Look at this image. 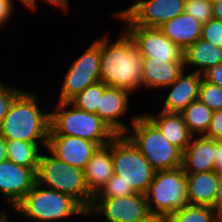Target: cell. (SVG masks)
<instances>
[{"mask_svg":"<svg viewBox=\"0 0 222 222\" xmlns=\"http://www.w3.org/2000/svg\"><path fill=\"white\" fill-rule=\"evenodd\" d=\"M141 222H170L169 217L161 215H149L145 220Z\"/></svg>","mask_w":222,"mask_h":222,"instance_id":"obj_41","label":"cell"},{"mask_svg":"<svg viewBox=\"0 0 222 222\" xmlns=\"http://www.w3.org/2000/svg\"><path fill=\"white\" fill-rule=\"evenodd\" d=\"M165 136V138L182 152L194 136L187 127L181 114L165 113L160 110L157 116L152 113L144 114Z\"/></svg>","mask_w":222,"mask_h":222,"instance_id":"obj_22","label":"cell"},{"mask_svg":"<svg viewBox=\"0 0 222 222\" xmlns=\"http://www.w3.org/2000/svg\"><path fill=\"white\" fill-rule=\"evenodd\" d=\"M114 42L101 37L100 81L130 93L142 87L143 57L133 39L122 29Z\"/></svg>","mask_w":222,"mask_h":222,"instance_id":"obj_1","label":"cell"},{"mask_svg":"<svg viewBox=\"0 0 222 222\" xmlns=\"http://www.w3.org/2000/svg\"><path fill=\"white\" fill-rule=\"evenodd\" d=\"M28 220L50 222L74 215H85L86 210L71 196L35 183L22 201L13 209Z\"/></svg>","mask_w":222,"mask_h":222,"instance_id":"obj_6","label":"cell"},{"mask_svg":"<svg viewBox=\"0 0 222 222\" xmlns=\"http://www.w3.org/2000/svg\"><path fill=\"white\" fill-rule=\"evenodd\" d=\"M106 87L107 86L102 81L94 83L88 86L81 93L77 94L69 102L78 109L96 113L97 107L99 106L100 97L102 96Z\"/></svg>","mask_w":222,"mask_h":222,"instance_id":"obj_27","label":"cell"},{"mask_svg":"<svg viewBox=\"0 0 222 222\" xmlns=\"http://www.w3.org/2000/svg\"><path fill=\"white\" fill-rule=\"evenodd\" d=\"M23 92L22 89H15V87H10L9 85L3 84V81H0V126L2 121L8 111L10 110L11 105L14 100Z\"/></svg>","mask_w":222,"mask_h":222,"instance_id":"obj_32","label":"cell"},{"mask_svg":"<svg viewBox=\"0 0 222 222\" xmlns=\"http://www.w3.org/2000/svg\"><path fill=\"white\" fill-rule=\"evenodd\" d=\"M36 92L23 91L13 102L0 126L6 140L40 143L47 148L51 113L42 112Z\"/></svg>","mask_w":222,"mask_h":222,"instance_id":"obj_2","label":"cell"},{"mask_svg":"<svg viewBox=\"0 0 222 222\" xmlns=\"http://www.w3.org/2000/svg\"><path fill=\"white\" fill-rule=\"evenodd\" d=\"M112 159L114 174L136 193L145 195L155 170L125 135H117L112 140Z\"/></svg>","mask_w":222,"mask_h":222,"instance_id":"obj_8","label":"cell"},{"mask_svg":"<svg viewBox=\"0 0 222 222\" xmlns=\"http://www.w3.org/2000/svg\"><path fill=\"white\" fill-rule=\"evenodd\" d=\"M136 193L131 186H127L122 178L116 174L93 196V198L124 197Z\"/></svg>","mask_w":222,"mask_h":222,"instance_id":"obj_28","label":"cell"},{"mask_svg":"<svg viewBox=\"0 0 222 222\" xmlns=\"http://www.w3.org/2000/svg\"><path fill=\"white\" fill-rule=\"evenodd\" d=\"M215 171L222 173V139L216 140Z\"/></svg>","mask_w":222,"mask_h":222,"instance_id":"obj_38","label":"cell"},{"mask_svg":"<svg viewBox=\"0 0 222 222\" xmlns=\"http://www.w3.org/2000/svg\"><path fill=\"white\" fill-rule=\"evenodd\" d=\"M158 28L181 50L185 51L201 38L202 23L184 12Z\"/></svg>","mask_w":222,"mask_h":222,"instance_id":"obj_20","label":"cell"},{"mask_svg":"<svg viewBox=\"0 0 222 222\" xmlns=\"http://www.w3.org/2000/svg\"><path fill=\"white\" fill-rule=\"evenodd\" d=\"M194 136L204 135L212 119L213 111L199 99L190 103L180 113Z\"/></svg>","mask_w":222,"mask_h":222,"instance_id":"obj_25","label":"cell"},{"mask_svg":"<svg viewBox=\"0 0 222 222\" xmlns=\"http://www.w3.org/2000/svg\"><path fill=\"white\" fill-rule=\"evenodd\" d=\"M130 122L131 129L129 128L124 135L155 171L182 167L183 152L171 144L144 113L136 114Z\"/></svg>","mask_w":222,"mask_h":222,"instance_id":"obj_3","label":"cell"},{"mask_svg":"<svg viewBox=\"0 0 222 222\" xmlns=\"http://www.w3.org/2000/svg\"><path fill=\"white\" fill-rule=\"evenodd\" d=\"M186 0H136L122 12L137 26L160 27L185 12Z\"/></svg>","mask_w":222,"mask_h":222,"instance_id":"obj_12","label":"cell"},{"mask_svg":"<svg viewBox=\"0 0 222 222\" xmlns=\"http://www.w3.org/2000/svg\"><path fill=\"white\" fill-rule=\"evenodd\" d=\"M206 1L213 5V4H215V3L219 2V1H222V0H206Z\"/></svg>","mask_w":222,"mask_h":222,"instance_id":"obj_43","label":"cell"},{"mask_svg":"<svg viewBox=\"0 0 222 222\" xmlns=\"http://www.w3.org/2000/svg\"><path fill=\"white\" fill-rule=\"evenodd\" d=\"M203 78L207 82L222 88V62L207 70L203 74Z\"/></svg>","mask_w":222,"mask_h":222,"instance_id":"obj_35","label":"cell"},{"mask_svg":"<svg viewBox=\"0 0 222 222\" xmlns=\"http://www.w3.org/2000/svg\"><path fill=\"white\" fill-rule=\"evenodd\" d=\"M170 222H222V217L208 206L187 204L176 210L170 217Z\"/></svg>","mask_w":222,"mask_h":222,"instance_id":"obj_26","label":"cell"},{"mask_svg":"<svg viewBox=\"0 0 222 222\" xmlns=\"http://www.w3.org/2000/svg\"><path fill=\"white\" fill-rule=\"evenodd\" d=\"M101 38H98L78 57L64 76L60 102H69L88 86L100 81Z\"/></svg>","mask_w":222,"mask_h":222,"instance_id":"obj_10","label":"cell"},{"mask_svg":"<svg viewBox=\"0 0 222 222\" xmlns=\"http://www.w3.org/2000/svg\"><path fill=\"white\" fill-rule=\"evenodd\" d=\"M47 152L50 155L41 152L36 182L43 187L71 196L87 211L94 195L89 191L84 170L61 161L49 150Z\"/></svg>","mask_w":222,"mask_h":222,"instance_id":"obj_5","label":"cell"},{"mask_svg":"<svg viewBox=\"0 0 222 222\" xmlns=\"http://www.w3.org/2000/svg\"><path fill=\"white\" fill-rule=\"evenodd\" d=\"M198 99L212 111L219 110L222 108V88L202 78Z\"/></svg>","mask_w":222,"mask_h":222,"instance_id":"obj_29","label":"cell"},{"mask_svg":"<svg viewBox=\"0 0 222 222\" xmlns=\"http://www.w3.org/2000/svg\"><path fill=\"white\" fill-rule=\"evenodd\" d=\"M184 70L179 77L166 88H171L163 102L161 111L180 114L190 103L198 100L199 87L203 75Z\"/></svg>","mask_w":222,"mask_h":222,"instance_id":"obj_16","label":"cell"},{"mask_svg":"<svg viewBox=\"0 0 222 222\" xmlns=\"http://www.w3.org/2000/svg\"><path fill=\"white\" fill-rule=\"evenodd\" d=\"M50 113L49 135L75 136L95 142L99 147L117 136L97 114L78 109L70 102L58 101L55 111Z\"/></svg>","mask_w":222,"mask_h":222,"instance_id":"obj_4","label":"cell"},{"mask_svg":"<svg viewBox=\"0 0 222 222\" xmlns=\"http://www.w3.org/2000/svg\"><path fill=\"white\" fill-rule=\"evenodd\" d=\"M184 70V62H166L143 57L142 88L166 89Z\"/></svg>","mask_w":222,"mask_h":222,"instance_id":"obj_18","label":"cell"},{"mask_svg":"<svg viewBox=\"0 0 222 222\" xmlns=\"http://www.w3.org/2000/svg\"><path fill=\"white\" fill-rule=\"evenodd\" d=\"M112 141L98 147L86 164L84 175L89 191L96 195L113 176Z\"/></svg>","mask_w":222,"mask_h":222,"instance_id":"obj_19","label":"cell"},{"mask_svg":"<svg viewBox=\"0 0 222 222\" xmlns=\"http://www.w3.org/2000/svg\"><path fill=\"white\" fill-rule=\"evenodd\" d=\"M198 137V138H197ZM193 136L182 156L185 173H199L215 170L216 140Z\"/></svg>","mask_w":222,"mask_h":222,"instance_id":"obj_17","label":"cell"},{"mask_svg":"<svg viewBox=\"0 0 222 222\" xmlns=\"http://www.w3.org/2000/svg\"><path fill=\"white\" fill-rule=\"evenodd\" d=\"M36 173L28 167L6 159L0 162V193L11 208H15L33 188Z\"/></svg>","mask_w":222,"mask_h":222,"instance_id":"obj_13","label":"cell"},{"mask_svg":"<svg viewBox=\"0 0 222 222\" xmlns=\"http://www.w3.org/2000/svg\"><path fill=\"white\" fill-rule=\"evenodd\" d=\"M98 147L95 142L75 136L49 135L46 150L61 161L84 170Z\"/></svg>","mask_w":222,"mask_h":222,"instance_id":"obj_14","label":"cell"},{"mask_svg":"<svg viewBox=\"0 0 222 222\" xmlns=\"http://www.w3.org/2000/svg\"><path fill=\"white\" fill-rule=\"evenodd\" d=\"M214 210L222 217V173H219V182L214 199Z\"/></svg>","mask_w":222,"mask_h":222,"instance_id":"obj_37","label":"cell"},{"mask_svg":"<svg viewBox=\"0 0 222 222\" xmlns=\"http://www.w3.org/2000/svg\"><path fill=\"white\" fill-rule=\"evenodd\" d=\"M130 92L115 87H106L100 97L99 106L95 114L106 123L117 135L126 134L130 126L120 119L127 115L129 109Z\"/></svg>","mask_w":222,"mask_h":222,"instance_id":"obj_15","label":"cell"},{"mask_svg":"<svg viewBox=\"0 0 222 222\" xmlns=\"http://www.w3.org/2000/svg\"><path fill=\"white\" fill-rule=\"evenodd\" d=\"M185 12L202 24L213 18V6L206 0H186Z\"/></svg>","mask_w":222,"mask_h":222,"instance_id":"obj_30","label":"cell"},{"mask_svg":"<svg viewBox=\"0 0 222 222\" xmlns=\"http://www.w3.org/2000/svg\"><path fill=\"white\" fill-rule=\"evenodd\" d=\"M117 12L114 16L125 22V31L133 39L142 57L166 60V62H184V51L159 28L137 26L122 11Z\"/></svg>","mask_w":222,"mask_h":222,"instance_id":"obj_9","label":"cell"},{"mask_svg":"<svg viewBox=\"0 0 222 222\" xmlns=\"http://www.w3.org/2000/svg\"><path fill=\"white\" fill-rule=\"evenodd\" d=\"M7 159L17 165L31 168L35 173L38 169L40 158L39 143L21 140H6Z\"/></svg>","mask_w":222,"mask_h":222,"instance_id":"obj_24","label":"cell"},{"mask_svg":"<svg viewBox=\"0 0 222 222\" xmlns=\"http://www.w3.org/2000/svg\"><path fill=\"white\" fill-rule=\"evenodd\" d=\"M40 1L45 4H51L54 7L62 9L63 11H67L69 8V0H23L22 6L24 5L28 10L36 11L37 10V2Z\"/></svg>","mask_w":222,"mask_h":222,"instance_id":"obj_34","label":"cell"},{"mask_svg":"<svg viewBox=\"0 0 222 222\" xmlns=\"http://www.w3.org/2000/svg\"><path fill=\"white\" fill-rule=\"evenodd\" d=\"M213 6V18L222 21V1H219Z\"/></svg>","mask_w":222,"mask_h":222,"instance_id":"obj_40","label":"cell"},{"mask_svg":"<svg viewBox=\"0 0 222 222\" xmlns=\"http://www.w3.org/2000/svg\"><path fill=\"white\" fill-rule=\"evenodd\" d=\"M7 159L6 139L0 134V162Z\"/></svg>","mask_w":222,"mask_h":222,"instance_id":"obj_39","label":"cell"},{"mask_svg":"<svg viewBox=\"0 0 222 222\" xmlns=\"http://www.w3.org/2000/svg\"><path fill=\"white\" fill-rule=\"evenodd\" d=\"M13 3V0H0V27L9 22L14 14Z\"/></svg>","mask_w":222,"mask_h":222,"instance_id":"obj_36","label":"cell"},{"mask_svg":"<svg viewBox=\"0 0 222 222\" xmlns=\"http://www.w3.org/2000/svg\"><path fill=\"white\" fill-rule=\"evenodd\" d=\"M222 62V48L200 38L184 51L185 69L189 66L194 72L203 75L207 70Z\"/></svg>","mask_w":222,"mask_h":222,"instance_id":"obj_23","label":"cell"},{"mask_svg":"<svg viewBox=\"0 0 222 222\" xmlns=\"http://www.w3.org/2000/svg\"><path fill=\"white\" fill-rule=\"evenodd\" d=\"M145 196L151 215L170 217L176 210L189 204L183 168L155 171Z\"/></svg>","mask_w":222,"mask_h":222,"instance_id":"obj_7","label":"cell"},{"mask_svg":"<svg viewBox=\"0 0 222 222\" xmlns=\"http://www.w3.org/2000/svg\"><path fill=\"white\" fill-rule=\"evenodd\" d=\"M201 38L222 48V21L211 18L208 22L202 24Z\"/></svg>","mask_w":222,"mask_h":222,"instance_id":"obj_31","label":"cell"},{"mask_svg":"<svg viewBox=\"0 0 222 222\" xmlns=\"http://www.w3.org/2000/svg\"><path fill=\"white\" fill-rule=\"evenodd\" d=\"M7 213L5 210L0 213V222H9Z\"/></svg>","mask_w":222,"mask_h":222,"instance_id":"obj_42","label":"cell"},{"mask_svg":"<svg viewBox=\"0 0 222 222\" xmlns=\"http://www.w3.org/2000/svg\"><path fill=\"white\" fill-rule=\"evenodd\" d=\"M87 215H101L107 222H141L150 214L146 196L141 193L115 198H93Z\"/></svg>","mask_w":222,"mask_h":222,"instance_id":"obj_11","label":"cell"},{"mask_svg":"<svg viewBox=\"0 0 222 222\" xmlns=\"http://www.w3.org/2000/svg\"><path fill=\"white\" fill-rule=\"evenodd\" d=\"M209 139H222V108L213 111L212 119L206 133L203 135Z\"/></svg>","mask_w":222,"mask_h":222,"instance_id":"obj_33","label":"cell"},{"mask_svg":"<svg viewBox=\"0 0 222 222\" xmlns=\"http://www.w3.org/2000/svg\"><path fill=\"white\" fill-rule=\"evenodd\" d=\"M187 200L191 205L208 206L214 209L219 173L215 170L186 173Z\"/></svg>","mask_w":222,"mask_h":222,"instance_id":"obj_21","label":"cell"}]
</instances>
